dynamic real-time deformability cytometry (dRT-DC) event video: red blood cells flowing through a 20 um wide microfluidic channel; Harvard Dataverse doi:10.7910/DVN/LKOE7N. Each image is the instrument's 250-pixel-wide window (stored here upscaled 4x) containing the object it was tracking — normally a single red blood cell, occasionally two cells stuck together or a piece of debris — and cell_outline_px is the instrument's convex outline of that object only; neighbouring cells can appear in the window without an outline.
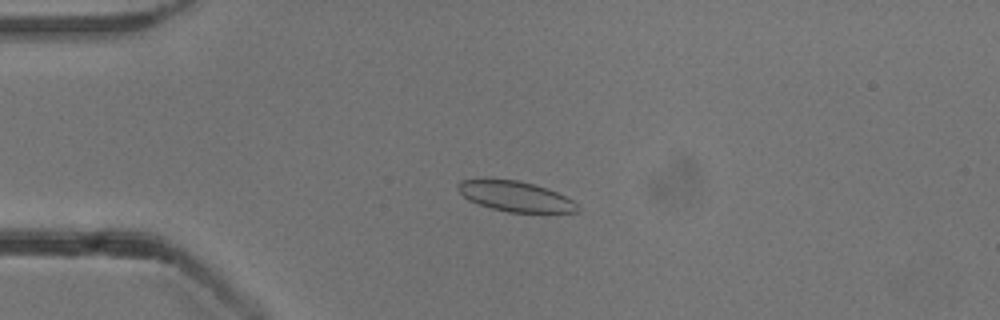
{"species": "common noctule bat (a hibernating species)", "species_latin": "Nyctalus noctula", "temperature_condition": "cold", "stored_images_in_passage": 54, "camera_frame_rate_fps": 3000, "um_per_image_px": 0.085, "animal": {"sex": "male", "body_mass_g": 13.3}, "frame": {"image": 1, "passage_image": 14, "time_ms": 4.333, "image_size_px": [1000, 320], "cell_outline_px": [[580, 208], [576, 212], [508, 212], [492, 208], [468, 200], [456, 188], [456, 184], [460, 180], [516, 180], [532, 184], [556, 192], [572, 200]], "centroid_in_image_um": [43.78, 16.7], "position_along_channel_um": 41.2, "area_um2": 20.52}}
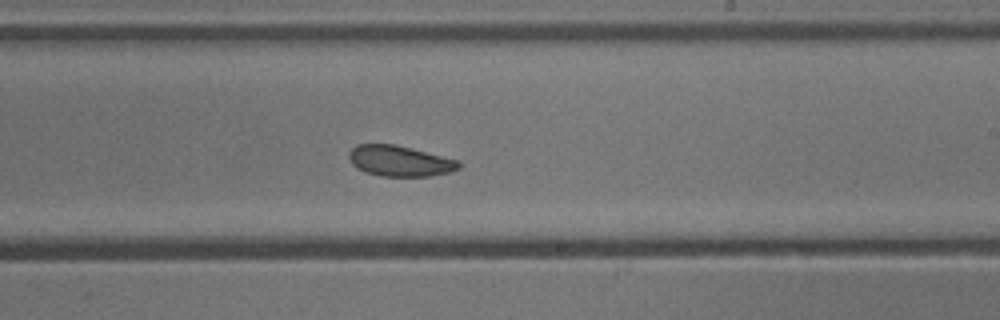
{"frame": {"image": 2, "passage_image": 33, "time_ms": 10.667, "image_size_px": [1000, 320], "cell_outline_px": [[460, 168], [452, 172], [432, 176], [380, 176], [364, 172], [352, 164], [348, 156], [348, 152], [356, 144], [396, 144], [460, 160]], "centroid_in_image_um": [34.0, 13.68], "position_along_channel_um": 255.0, "area_um2": 19.94}}
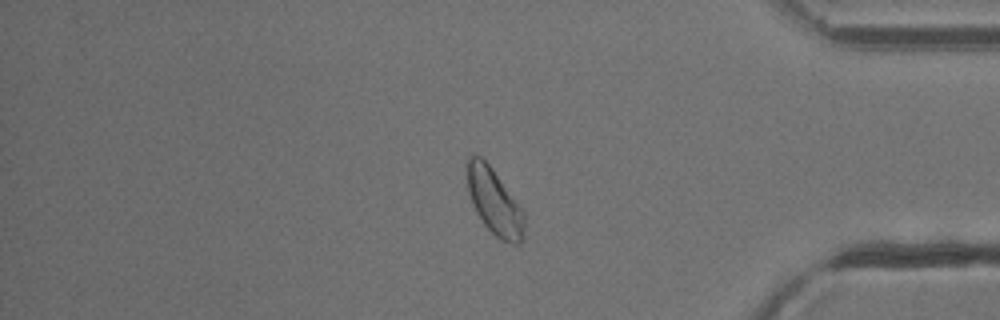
{"frame": {"image": 3, "passage_image": 46, "time_ms": 15.0, "image_size_px": [1000, 320], "cell_outline_px": [[524, 240], [520, 244], [512, 244], [500, 240], [484, 224], [476, 212], [472, 204], [468, 192], [468, 156], [480, 156], [492, 168], [524, 212]], "centroid_in_image_um": [42.04, 17.2], "position_along_channel_um": 393.2, "area_um2": 21.73}, "authors_computed_cell_mechanics": {"area_um2": 21.6172, "velocity_mm_per_s": 3.8155, "shape_relaxation_time_tau1_ms": 6.7107, "shape_relaxation_time_tau2_ms": 2.7337, "deformation_change_tau1": 0.0612, "deformation_change_tau2": 0.0708}}